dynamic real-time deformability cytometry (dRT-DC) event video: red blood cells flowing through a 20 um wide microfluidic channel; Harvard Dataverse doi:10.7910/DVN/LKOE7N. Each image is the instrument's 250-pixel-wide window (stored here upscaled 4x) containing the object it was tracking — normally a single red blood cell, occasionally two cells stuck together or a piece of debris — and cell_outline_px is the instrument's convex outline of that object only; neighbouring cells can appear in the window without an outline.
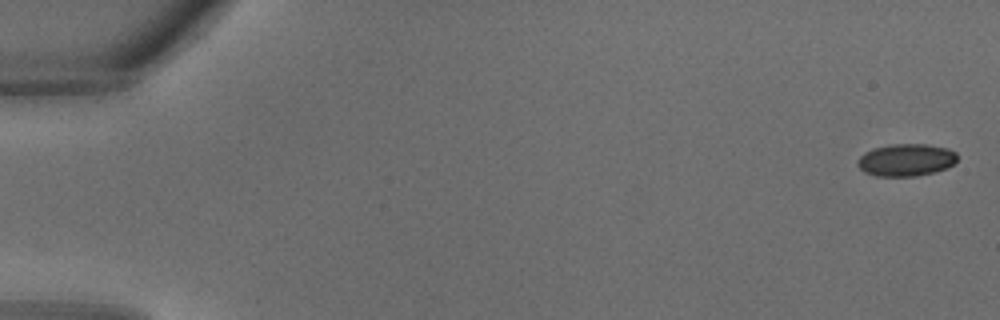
{"species": "common noctule bat (a hibernating species)", "species_latin": "Nyctalus noctula", "temperature_condition": "warm", "stored_images_in_passage": 33, "camera_frame_rate_fps": 3000, "um_per_image_px": 0.085, "animal": {"sex": "male", "body_mass_g": 18.8}, "frame": {"image": 1, "passage_image": 1, "time_ms": 0.0, "image_size_px": [1000, 320], "cell_outline_px": [[956, 160], [948, 168], [916, 176], [876, 176], [864, 172], [856, 164], [856, 160], [864, 152], [872, 148], [892, 144], [924, 144], [948, 148], [956, 152]], "centroid_in_image_um": [76.98, 13.59], "position_along_channel_um": 8.0, "area_um2": 18.84}}
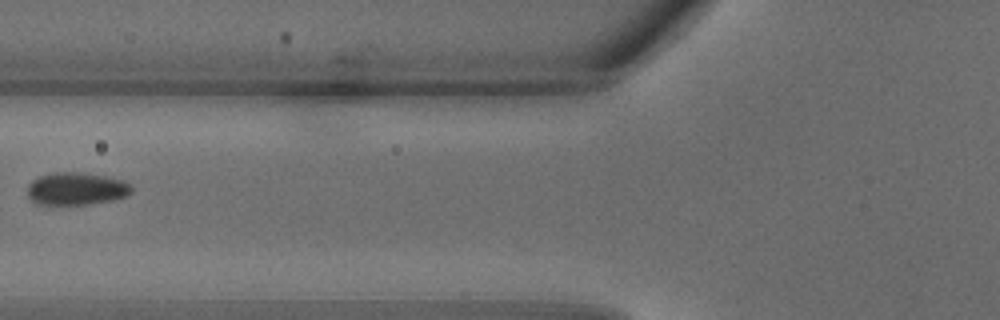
{"frame": {"image": 2, "passage_image": 14, "time_ms": 4.333, "image_size_px": [1000, 320], "cell_outline_px": [[132, 192], [124, 196], [112, 200], [88, 204], [36, 204], [28, 196], [28, 184], [32, 180], [40, 176], [52, 172], [84, 172], [124, 180], [132, 184]], "centroid_in_image_um": [6.49, 16.03], "position_along_channel_um": 119.3, "area_um2": 19.83}}
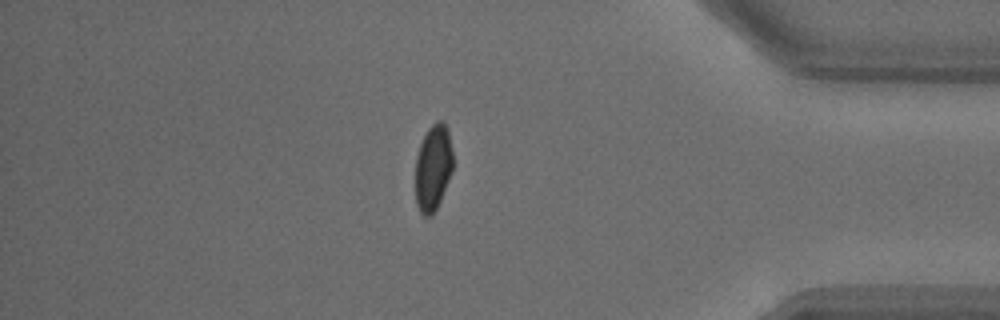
{"frame": {"image": 3, "passage_image": 29, "time_ms": 9.333, "image_size_px": [1000, 320], "cell_outline_px": [[452, 172], [440, 200], [432, 216], [424, 216], [420, 212], [416, 204], [416, 156], [420, 144], [428, 128], [436, 120], [444, 120], [448, 128], [452, 148]], "centroid_in_image_um": [36.82, 14.21], "position_along_channel_um": 398.4, "area_um2": 18.96}}